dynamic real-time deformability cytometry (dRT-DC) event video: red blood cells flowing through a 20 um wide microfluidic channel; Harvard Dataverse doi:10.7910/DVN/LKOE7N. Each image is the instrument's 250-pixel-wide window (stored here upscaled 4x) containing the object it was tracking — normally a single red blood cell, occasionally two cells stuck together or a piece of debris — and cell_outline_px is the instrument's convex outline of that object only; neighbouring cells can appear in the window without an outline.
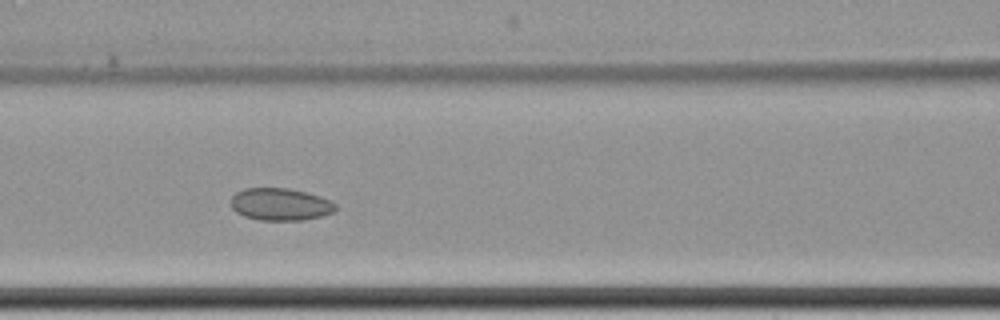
{"species": "common noctule bat (a hibernating species)", "species_latin": "Nyctalus noctula", "temperature_condition": "cold", "stored_images_in_passage": 9, "camera_frame_rate_fps": 3000, "um_per_image_px": 0.085, "animal": {"sex": "female", "body_mass_g": 22.7, "forearm_length_mm": 54.2}, "frame": {"image": 1, "passage_image": 7, "time_ms": 8.0, "image_size_px": [1000, 320], "cell_outline_px": [[336, 208], [332, 212], [320, 216], [304, 220], [260, 220], [244, 216], [236, 212], [232, 208], [232, 196], [236, 192], [244, 188], [288, 188], [308, 192], [332, 200], [336, 204]], "centroid_in_image_um": [23.84, 17.36], "position_along_channel_um": 142.8, "area_um2": 19.77}}
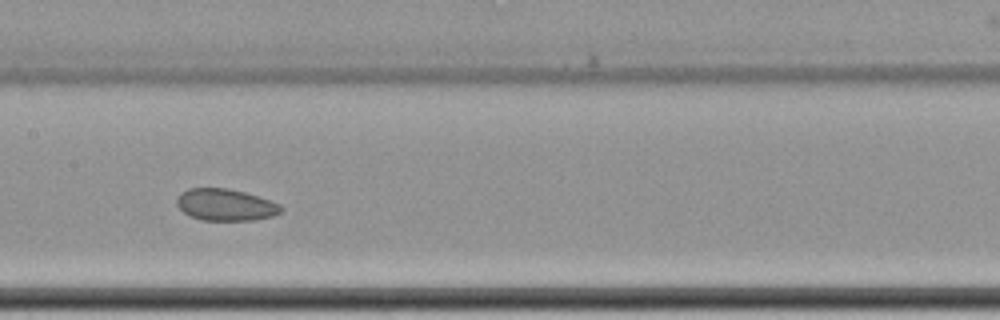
{"frame": {"image": 2, "passage_image": 8, "time_ms": 9.333, "image_size_px": [1000, 320], "cell_outline_px": [[284, 208], [280, 212], [272, 216], [256, 220], [204, 220], [192, 216], [184, 212], [176, 204], [176, 200], [180, 192], [188, 188], [228, 188], [244, 192], [280, 204]], "centroid_in_image_um": [19.16, 17.4], "position_along_channel_um": 188.2, "area_um2": 19.19}}
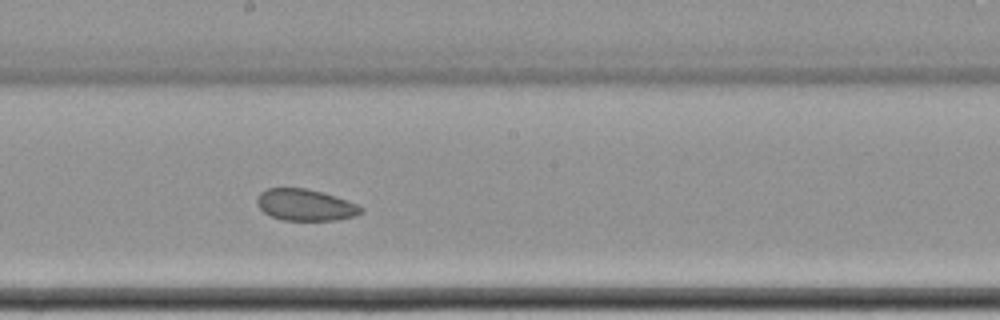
{"frame": {"image": 3, "passage_image": 9, "time_ms": 10.333, "image_size_px": [1000, 320], "cell_outline_px": [[364, 212], [356, 216], [336, 220], [284, 220], [272, 216], [264, 212], [256, 204], [256, 196], [260, 192], [268, 188], [304, 188], [320, 192], [356, 204], [364, 208]], "centroid_in_image_um": [25.93, 17.43], "position_along_channel_um": 222.3, "area_um2": 18.96}}